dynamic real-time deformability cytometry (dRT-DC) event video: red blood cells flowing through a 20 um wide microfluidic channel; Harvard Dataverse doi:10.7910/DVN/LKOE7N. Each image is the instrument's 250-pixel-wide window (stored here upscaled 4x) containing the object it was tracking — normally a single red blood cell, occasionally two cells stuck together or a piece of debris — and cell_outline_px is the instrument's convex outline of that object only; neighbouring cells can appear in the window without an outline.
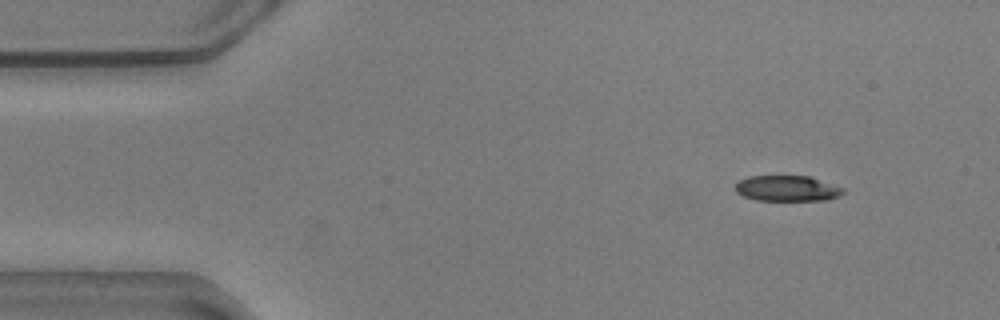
{"species": "common noctule bat (a hibernating species)", "species_latin": "Nyctalus noctula", "temperature_condition": "warm", "stored_images_in_passage": 8, "camera_frame_rate_fps": 3000, "um_per_image_px": 0.085, "animal": {"sex": "male", "body_mass_g": 20.5, "forearm_length_mm": 52.5}, "frame": {"image": 1, "passage_image": 1, "time_ms": 0.0, "image_size_px": [1000, 320], "cell_outline_px": [[844, 192], [840, 196], [828, 200], [756, 200], [744, 196], [736, 192], [736, 184], [740, 180], [748, 176], [808, 176], [844, 188]], "centroid_in_image_um": [66.92, 16.02], "position_along_channel_um": 18.1, "area_um2": 16.01}}